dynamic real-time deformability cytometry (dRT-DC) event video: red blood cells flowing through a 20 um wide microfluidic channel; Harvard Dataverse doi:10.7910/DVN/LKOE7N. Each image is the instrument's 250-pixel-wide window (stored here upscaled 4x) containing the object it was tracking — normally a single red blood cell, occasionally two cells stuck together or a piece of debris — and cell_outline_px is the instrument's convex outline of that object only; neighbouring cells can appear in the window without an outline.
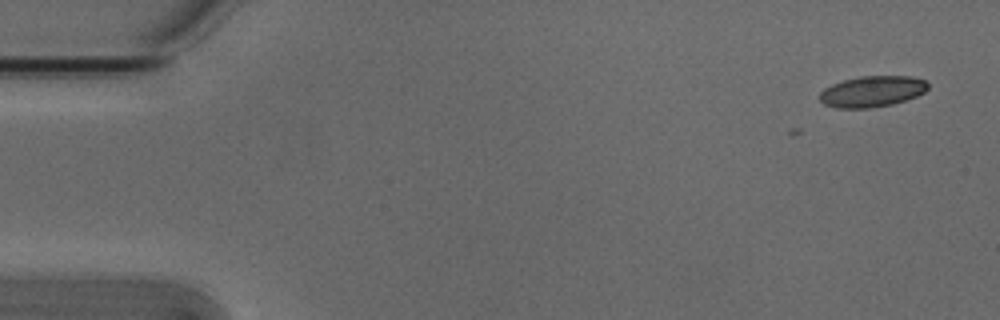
{"species": "Egyptian fruit bat (a non-hibernating species)", "species_latin": "Rousettus aegyptiacus", "temperature_condition": "cold", "stored_images_in_passage": 4, "camera_frame_rate_fps": 3000, "um_per_image_px": 0.085, "animal": {"sex": "male"}, "frame": {"image": 1, "passage_image": 1, "time_ms": 0.0, "image_size_px": [1000, 320], "cell_outline_px": [[928, 88], [924, 92], [916, 96], [892, 104], [868, 108], [836, 108], [824, 104], [820, 100], [820, 92], [824, 88], [832, 84], [844, 80], [860, 76], [912, 76], [924, 80], [928, 84]], "centroid_in_image_um": [74.12, 7.77], "position_along_channel_um": 10.9, "area_um2": 19.48}}